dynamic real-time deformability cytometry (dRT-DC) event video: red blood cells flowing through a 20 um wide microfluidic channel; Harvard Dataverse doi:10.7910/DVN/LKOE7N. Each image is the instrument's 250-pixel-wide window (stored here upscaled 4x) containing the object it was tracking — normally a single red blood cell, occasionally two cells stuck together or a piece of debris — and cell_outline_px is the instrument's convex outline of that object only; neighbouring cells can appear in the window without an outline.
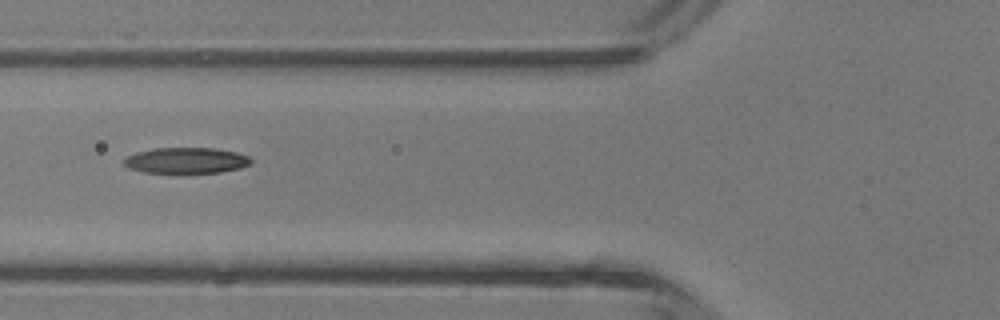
{"species": "common noctule bat (a hibernating species)", "species_latin": "Nyctalus noctula", "temperature_condition": "room temperature", "stored_images_in_passage": 6, "camera_frame_rate_fps": 3000, "um_per_image_px": 0.085, "animal": {"sex": "male", "body_mass_g": 13.3}, "frame": {"image": 1, "passage_image": 5, "time_ms": 5.667, "image_size_px": [1000, 320], "cell_outline_px": [[252, 164], [240, 168], [220, 172], [144, 172], [128, 168], [124, 164], [124, 160], [128, 156], [136, 152], [156, 148], [216, 148], [236, 152], [248, 156], [252, 160]], "centroid_in_image_um": [15.85, 13.63], "position_along_channel_um": 109.9, "area_um2": 18.96}}
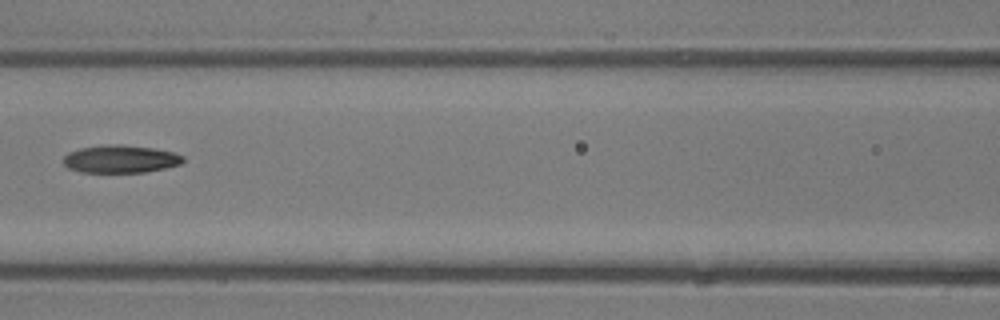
{"frame": {"image": 2, "passage_image": 6, "time_ms": 6.667, "image_size_px": [1000, 320], "cell_outline_px": [[184, 160], [180, 164], [164, 168], [144, 172], [80, 172], [68, 168], [64, 164], [64, 156], [68, 152], [80, 148], [108, 144], [120, 144], [152, 148], [172, 152], [184, 156]], "centroid_in_image_um": [10.22, 13.51], "position_along_channel_um": 156.4, "area_um2": 19.25}}